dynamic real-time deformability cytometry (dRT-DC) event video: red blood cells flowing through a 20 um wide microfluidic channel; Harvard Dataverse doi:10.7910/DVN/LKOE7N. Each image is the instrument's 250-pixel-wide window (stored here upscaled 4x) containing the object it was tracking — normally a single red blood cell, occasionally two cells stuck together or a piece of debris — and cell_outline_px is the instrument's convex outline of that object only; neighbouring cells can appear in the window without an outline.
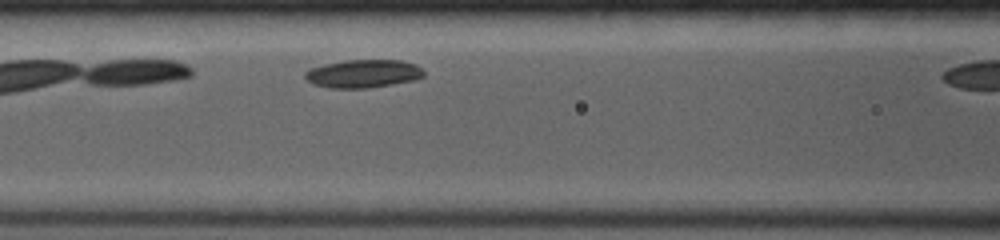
{"species": "common noctule bat (a hibernating species)", "species_latin": "Nyctalus noctula", "temperature_condition": "room temperature", "stored_images_in_passage": 8, "camera_frame_rate_fps": 4000, "um_per_image_px": 0.085, "animal": {"sex": "female", "body_mass_g": 19.0, "forearm_length_mm": 53.3}, "frame": {"image": 1, "passage_image": 7, "time_ms": 2.25, "image_size_px": [1000, 240], "cell_outline_px": [[424, 76], [412, 80], [392, 84], [364, 88], [328, 88], [312, 84], [304, 76], [304, 72], [308, 68], [324, 64], [344, 60], [400, 60], [416, 64], [424, 72]], "centroid_in_image_um": [30.82, 6.25], "position_along_channel_um": 135.8, "area_um2": 19.48}}